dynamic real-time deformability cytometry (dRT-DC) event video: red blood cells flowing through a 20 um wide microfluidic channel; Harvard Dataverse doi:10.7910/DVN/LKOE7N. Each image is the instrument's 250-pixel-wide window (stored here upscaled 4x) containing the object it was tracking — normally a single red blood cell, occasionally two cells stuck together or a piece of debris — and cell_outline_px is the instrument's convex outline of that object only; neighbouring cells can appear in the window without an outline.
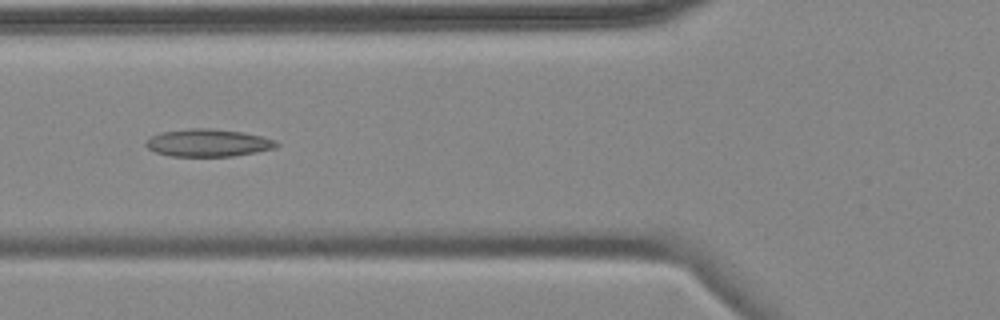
{"species": "common noctule bat (a hibernating species)", "species_latin": "Nyctalus noctula", "temperature_condition": "cold", "stored_images_in_passage": 5, "camera_frame_rate_fps": 3000, "um_per_image_px": 0.085, "animal": {"sex": "female", "body_mass_g": 18.4}, "frame": {"image": 1, "passage_image": 5, "time_ms": 4.667, "image_size_px": [1000, 320], "cell_outline_px": [[280, 144], [276, 148], [256, 152], [232, 156], [172, 156], [156, 152], [148, 148], [144, 144], [152, 136], [160, 132], [192, 128], [208, 128], [240, 132], [260, 136], [276, 140]], "centroid_in_image_um": [17.7, 12.14], "position_along_channel_um": 108.1, "area_um2": 20.75}}